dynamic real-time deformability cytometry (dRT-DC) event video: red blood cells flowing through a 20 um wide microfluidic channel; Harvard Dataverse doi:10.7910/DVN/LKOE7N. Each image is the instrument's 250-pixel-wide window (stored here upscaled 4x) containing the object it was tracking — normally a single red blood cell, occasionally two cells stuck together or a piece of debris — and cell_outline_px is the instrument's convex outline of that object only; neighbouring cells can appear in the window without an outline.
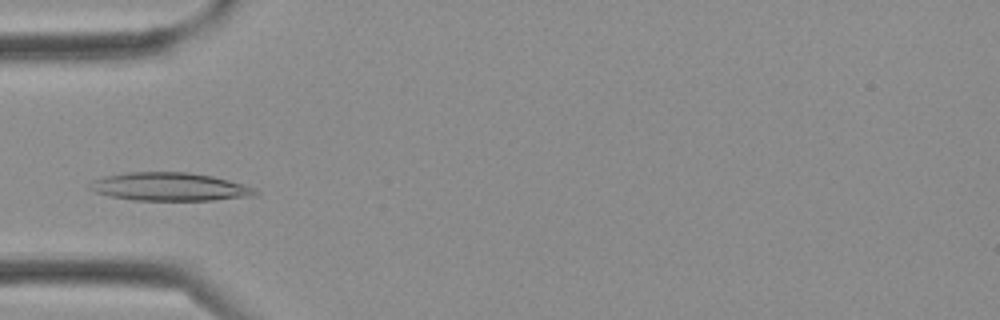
{"species": "Egyptian fruit bat (a non-hibernating species)", "species_latin": "Rousettus aegyptiacus", "temperature_condition": "cold", "stored_images_in_passage": 3, "camera_frame_rate_fps": 3000, "um_per_image_px": 0.085, "frame": {"image": 1, "passage_image": 3, "time_ms": 0.667, "image_size_px": [1000, 320], "cell_outline_px": [[260, 192], [256, 196], [212, 200], [136, 200], [112, 196], [96, 192], [88, 188], [92, 180], [124, 172], [188, 172], [212, 176], [228, 180], [252, 188]], "centroid_in_image_um": [14.43, 15.87], "position_along_channel_um": 70.6, "area_um2": 26.93}}